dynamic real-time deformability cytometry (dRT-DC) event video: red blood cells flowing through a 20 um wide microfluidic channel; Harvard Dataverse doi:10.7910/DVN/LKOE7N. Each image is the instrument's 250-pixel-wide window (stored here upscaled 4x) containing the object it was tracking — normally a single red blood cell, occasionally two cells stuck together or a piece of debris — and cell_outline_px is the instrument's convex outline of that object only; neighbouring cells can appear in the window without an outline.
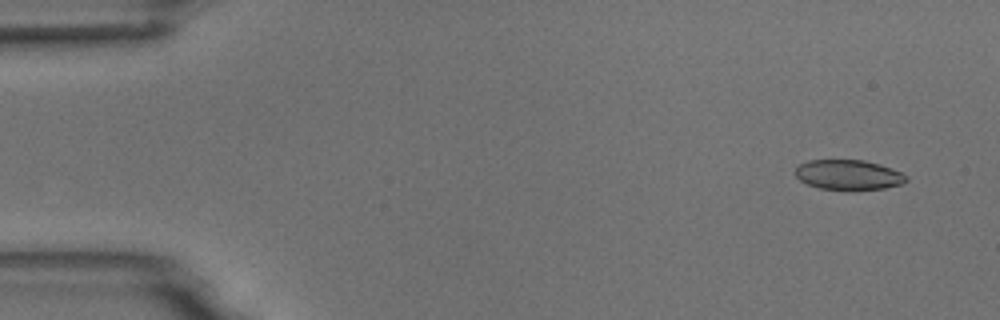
{"species": "common noctule bat (a hibernating species)", "species_latin": "Nyctalus noctula", "temperature_condition": "room temperature", "stored_images_in_passage": 3, "camera_frame_rate_fps": 3000, "um_per_image_px": 0.085, "animal": {"sex": "male", "body_mass_g": 18.8}, "frame": {"image": 1, "passage_image": 1, "time_ms": 0.0, "image_size_px": [1000, 320], "cell_outline_px": [[908, 180], [904, 184], [884, 188], [852, 192], [820, 188], [808, 184], [800, 180], [796, 176], [796, 168], [800, 164], [808, 160], [864, 160], [900, 172], [908, 176]], "centroid_in_image_um": [72.13, 14.9], "position_along_channel_um": 12.9, "area_um2": 19.65}}